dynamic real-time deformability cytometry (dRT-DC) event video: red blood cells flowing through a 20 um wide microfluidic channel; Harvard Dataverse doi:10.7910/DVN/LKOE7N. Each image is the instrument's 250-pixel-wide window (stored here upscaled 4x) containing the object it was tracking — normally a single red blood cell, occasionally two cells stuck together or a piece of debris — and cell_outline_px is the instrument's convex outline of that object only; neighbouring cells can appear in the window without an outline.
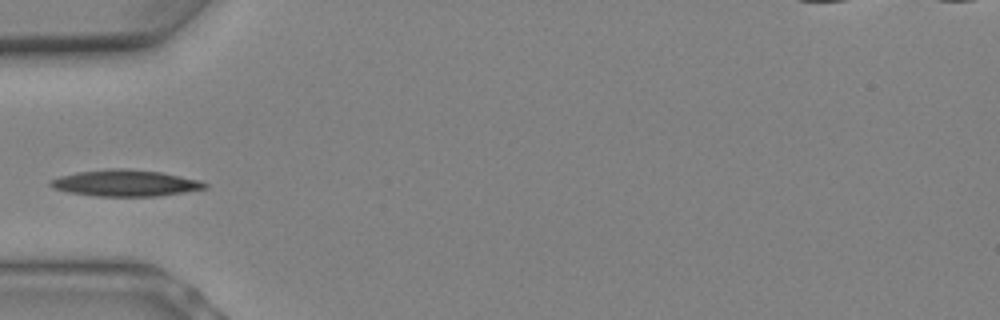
{"species": "Egyptian fruit bat (a non-hibernating species)", "species_latin": "Rousettus aegyptiacus", "temperature_condition": "warm", "stored_images_in_passage": 9, "camera_frame_rate_fps": 3000, "um_per_image_px": 0.085, "animal": {"sex": "female"}, "frame": {"image": 1, "passage_image": 7, "time_ms": 2.0, "image_size_px": [1000, 320], "cell_outline_px": [[208, 188], [160, 196], [96, 196], [68, 192], [52, 188], [48, 184], [48, 180], [60, 176], [76, 172], [108, 168], [128, 168], [160, 172], [200, 180], [208, 184]], "centroid_in_image_um": [10.63, 15.56], "position_along_channel_um": 74.4, "area_um2": 23.99}}